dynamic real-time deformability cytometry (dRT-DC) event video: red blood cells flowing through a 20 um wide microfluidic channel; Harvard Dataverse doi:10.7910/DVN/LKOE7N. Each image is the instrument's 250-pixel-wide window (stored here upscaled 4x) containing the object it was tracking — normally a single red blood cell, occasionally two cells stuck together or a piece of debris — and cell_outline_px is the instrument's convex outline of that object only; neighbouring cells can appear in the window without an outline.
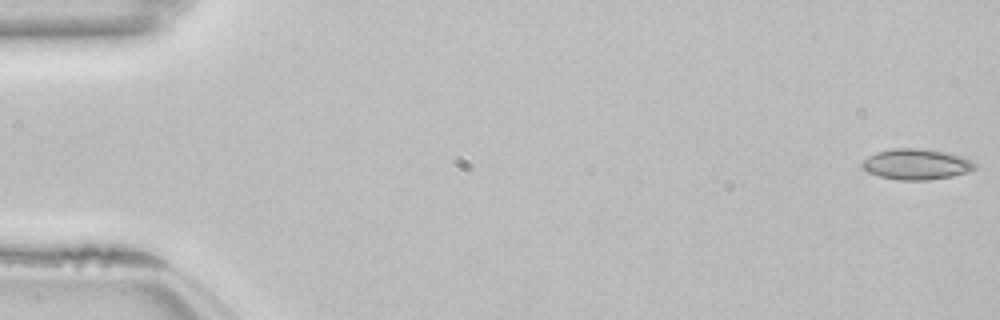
{"species": "common noctule bat (a hibernating species)", "species_latin": "Nyctalus noctula", "temperature_condition": "room temperature", "stored_images_in_passage": 54, "camera_frame_rate_fps": 3000, "um_per_image_px": 0.085, "animal": {"sex": "female", "body_mass_g": 22.7, "forearm_length_mm": 54.2}, "frame": {"image": 1, "passage_image": 1, "time_ms": 0.0, "image_size_px": [1000, 320], "cell_outline_px": [[976, 168], [968, 172], [952, 176], [928, 180], [900, 180], [880, 176], [868, 172], [860, 164], [868, 156], [876, 152], [892, 148], [920, 148], [948, 152], [972, 160], [976, 164]], "centroid_in_image_um": [77.9, 13.95], "position_along_channel_um": 7.1, "area_um2": 20.23}}
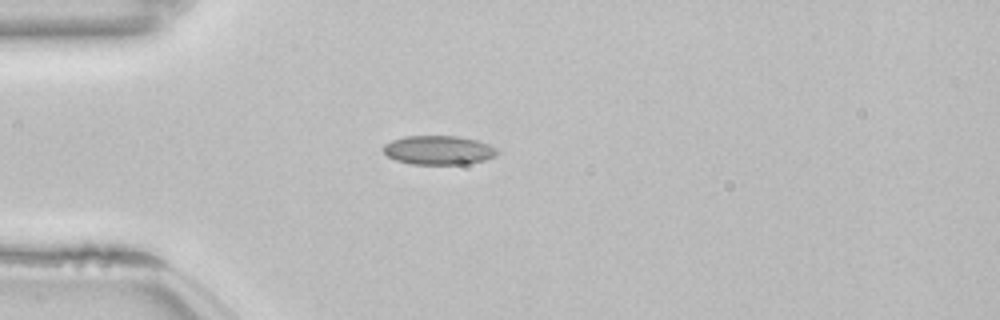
{"frame": {"image": 2, "passage_image": 15, "time_ms": 4.667, "image_size_px": [1000, 320], "cell_outline_px": [[500, 152], [496, 156], [484, 160], [464, 164], [412, 164], [396, 160], [388, 156], [384, 152], [384, 144], [392, 140], [404, 136], [460, 136], [476, 140], [488, 144], [496, 148]], "centroid_in_image_um": [37.3, 12.76], "position_along_channel_um": 47.7, "area_um2": 19.25}}
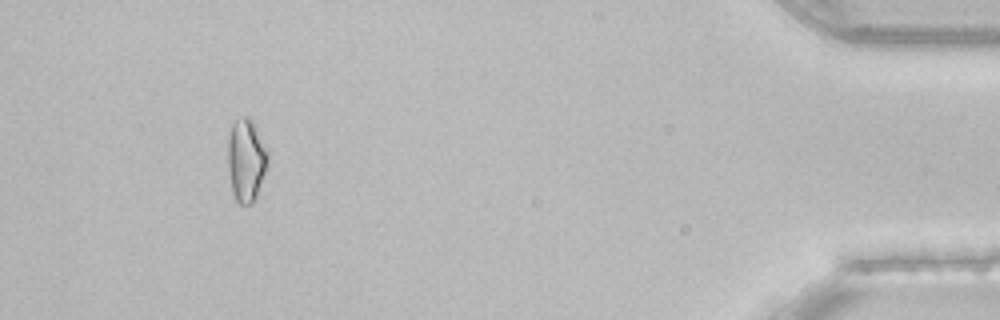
{"frame": {"image": 3, "passage_image": 50, "time_ms": 16.333, "image_size_px": [1000, 320], "cell_outline_px": [[268, 160], [256, 196], [252, 204], [240, 204], [236, 200], [232, 192], [228, 168], [228, 140], [232, 124], [236, 120], [244, 116], [248, 116], [252, 120], [268, 148]], "centroid_in_image_um": [20.92, 13.59], "position_along_channel_um": 414.3, "area_um2": 19.19}, "authors_computed_cell_mechanics": {"area_um2": 18.4382, "velocity_mm_per_s": 3.8561, "shape_relaxation_time_tau1_ms": null, "shape_relaxation_time_tau2_ms": 2.0661, "deformation_change_tau1": null, "deformation_change_tau2": 0.0717}}